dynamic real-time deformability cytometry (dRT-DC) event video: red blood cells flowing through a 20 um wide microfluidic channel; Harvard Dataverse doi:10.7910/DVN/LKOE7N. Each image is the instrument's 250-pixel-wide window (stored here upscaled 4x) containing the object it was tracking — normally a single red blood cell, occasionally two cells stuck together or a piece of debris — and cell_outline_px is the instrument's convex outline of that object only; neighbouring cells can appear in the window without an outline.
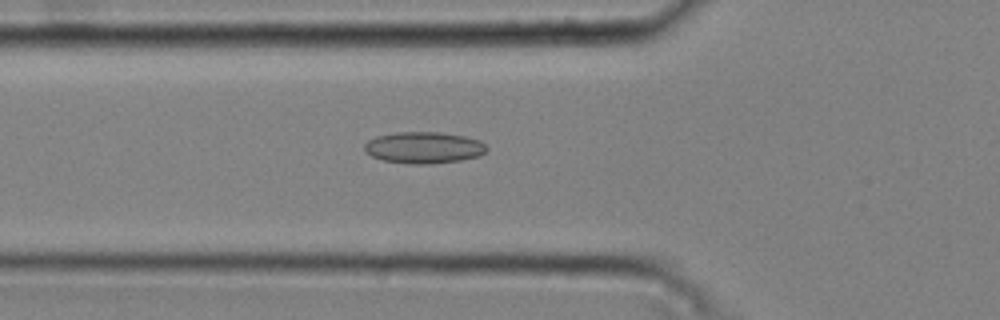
{"species": "common noctule bat (a hibernating species)", "species_latin": "Nyctalus noctula", "temperature_condition": "cold", "stored_images_in_passage": 49, "camera_frame_rate_fps": 3000, "um_per_image_px": 0.085, "animal": {"sex": "male", "body_mass_g": 20.4}, "frame": {"image": 1, "passage_image": 19, "time_ms": 6.0, "image_size_px": [1000, 320], "cell_outline_px": [[488, 148], [480, 156], [460, 160], [428, 164], [408, 164], [384, 160], [372, 156], [364, 152], [364, 144], [368, 140], [376, 136], [396, 132], [440, 132], [464, 136], [480, 140]], "centroid_in_image_um": [36.01, 12.54], "position_along_channel_um": 89.8, "area_um2": 22.54}}
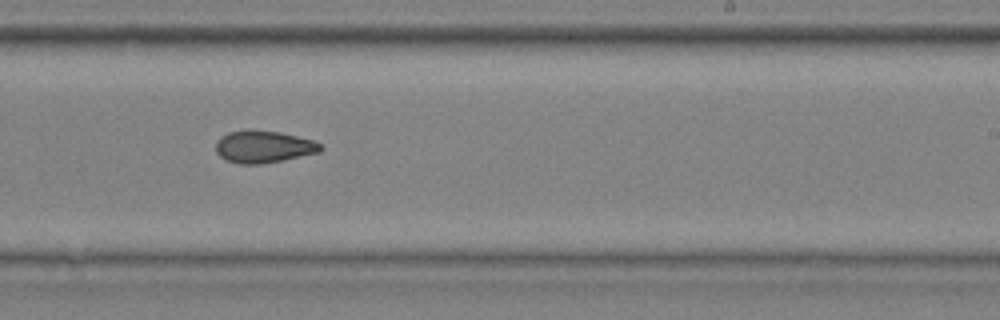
{"frame": {"image": 2, "passage_image": 33, "time_ms": 10.667, "image_size_px": [1000, 320], "cell_outline_px": [[324, 148], [320, 152], [284, 160], [260, 164], [240, 164], [224, 160], [216, 152], [216, 140], [220, 136], [228, 132], [248, 128], [280, 132], [316, 140]], "centroid_in_image_um": [22.39, 12.45], "position_along_channel_um": 266.6, "area_um2": 20.17}}
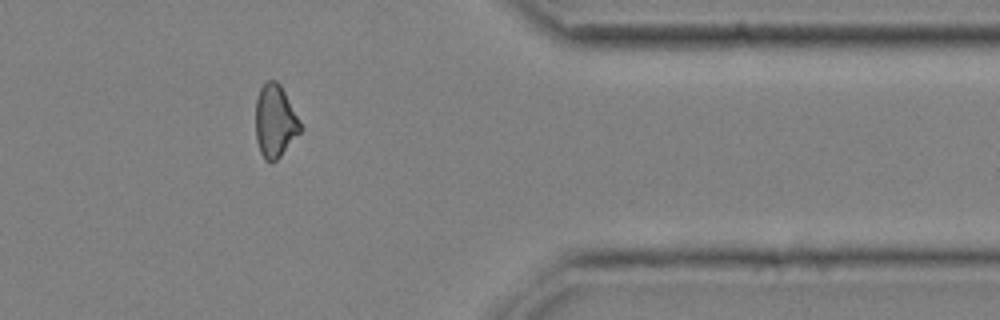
{"frame": {"image": 3, "passage_image": 44, "time_ms": 14.333, "image_size_px": [1000, 320], "cell_outline_px": [[304, 128], [280, 156], [276, 160], [264, 160], [260, 152], [256, 140], [256, 100], [260, 88], [268, 80], [276, 80], [280, 84], [300, 120]], "centroid_in_image_um": [23.39, 10.29], "position_along_channel_um": 388.0, "area_um2": 18.9}, "authors_computed_cell_mechanics": {"area_um2": 20.1144, "velocity_mm_per_s": 3.7843, "shape_relaxation_time_tau1_ms": null, "shape_relaxation_time_tau2_ms": 4.4141, "deformation_change_tau1": null, "deformation_change_tau2": 0.1061}}